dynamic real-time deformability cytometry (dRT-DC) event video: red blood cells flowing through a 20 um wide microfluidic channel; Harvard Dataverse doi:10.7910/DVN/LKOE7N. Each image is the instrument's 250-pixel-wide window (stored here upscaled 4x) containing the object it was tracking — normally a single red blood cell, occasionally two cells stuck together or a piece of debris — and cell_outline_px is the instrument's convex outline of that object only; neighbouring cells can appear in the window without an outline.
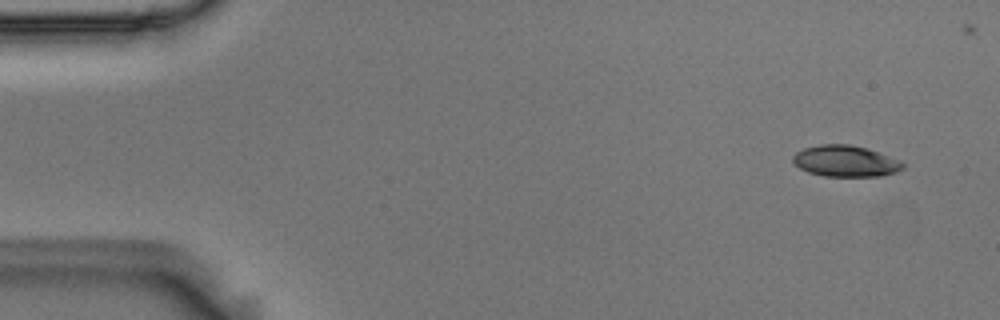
{"species": "Egyptian fruit bat (a non-hibernating species)", "species_latin": "Rousettus aegyptiacus", "temperature_condition": "room temperature", "stored_images_in_passage": 6, "camera_frame_rate_fps": 3000, "um_per_image_px": 0.085, "animal": {"sex": "male"}, "frame": {"image": 1, "passage_image": 1, "time_ms": 0.0, "image_size_px": [1000, 320], "cell_outline_px": [[904, 168], [896, 172], [880, 176], [824, 176], [808, 172], [800, 168], [792, 160], [792, 156], [796, 152], [804, 148], [820, 144], [848, 144], [864, 148], [900, 160], [904, 164]], "centroid_in_image_um": [71.84, 13.7], "position_along_channel_um": 13.2, "area_um2": 19.83}}
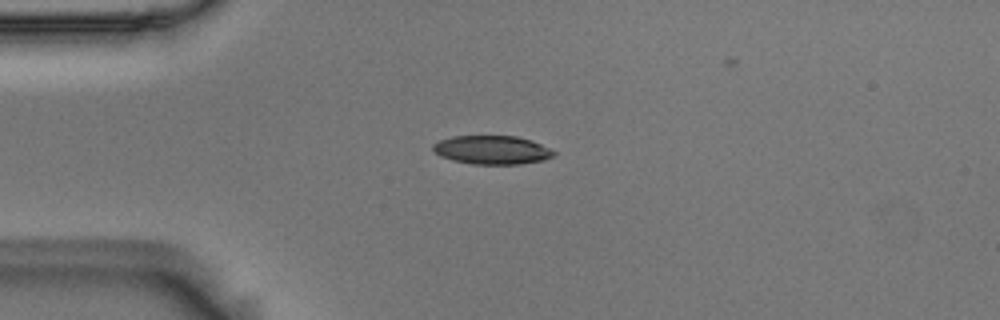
{"frame": {"image": 2, "passage_image": 4, "time_ms": 1.0, "image_size_px": [1000, 320], "cell_outline_px": [[556, 156], [544, 160], [520, 164], [472, 164], [452, 160], [440, 156], [432, 148], [432, 144], [440, 140], [452, 136], [516, 136], [532, 140], [556, 152]], "centroid_in_image_um": [41.83, 12.74], "position_along_channel_um": 43.2, "area_um2": 20.23}}
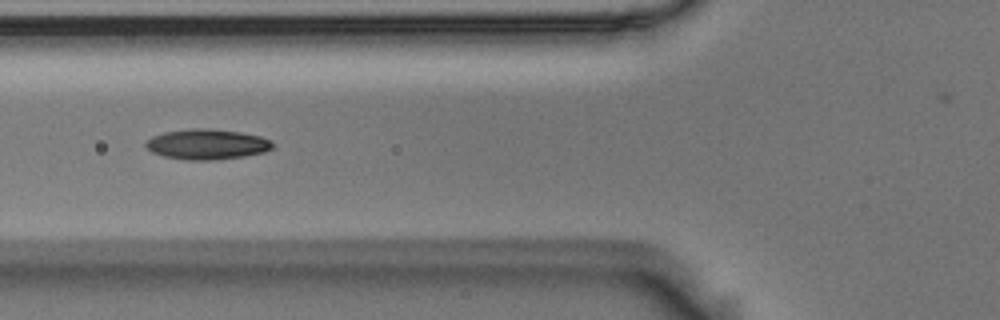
{"frame": {"image": 3, "passage_image": 6, "time_ms": 1.667, "image_size_px": [1000, 320], "cell_outline_px": [[276, 144], [272, 148], [264, 152], [244, 156], [216, 160], [188, 160], [164, 156], [152, 152], [144, 148], [144, 140], [152, 136], [164, 132], [192, 128], [208, 128], [240, 132], [260, 136], [272, 140]], "centroid_in_image_um": [17.58, 12.26], "position_along_channel_um": 108.2, "area_um2": 22.72}}